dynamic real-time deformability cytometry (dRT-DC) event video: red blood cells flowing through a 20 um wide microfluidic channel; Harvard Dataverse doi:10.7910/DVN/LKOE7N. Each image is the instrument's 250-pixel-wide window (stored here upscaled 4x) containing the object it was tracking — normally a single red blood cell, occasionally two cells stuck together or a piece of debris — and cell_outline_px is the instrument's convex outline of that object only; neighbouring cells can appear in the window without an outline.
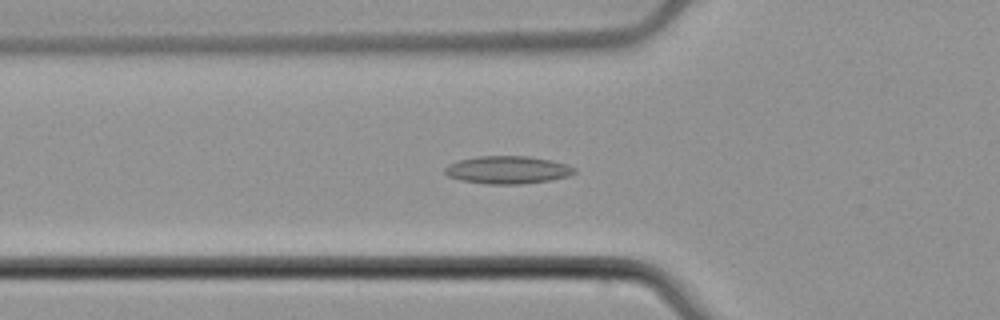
{"species": "common noctule bat (a hibernating species)", "species_latin": "Nyctalus noctula", "temperature_condition": "cold", "stored_images_in_passage": 50, "camera_frame_rate_fps": 3000, "um_per_image_px": 0.085, "animal": {"sex": "male", "body_mass_g": 21.5, "forearm_length_mm": 52.0}, "frame": {"image": 1, "passage_image": 14, "time_ms": 4.333, "image_size_px": [1000, 320], "cell_outline_px": [[576, 172], [568, 176], [552, 180], [520, 184], [488, 184], [460, 180], [448, 176], [444, 172], [444, 168], [448, 164], [460, 160], [476, 156], [528, 156], [568, 164], [576, 168]], "centroid_in_image_um": [43.15, 14.44], "position_along_channel_um": 82.7, "area_um2": 20.98}}
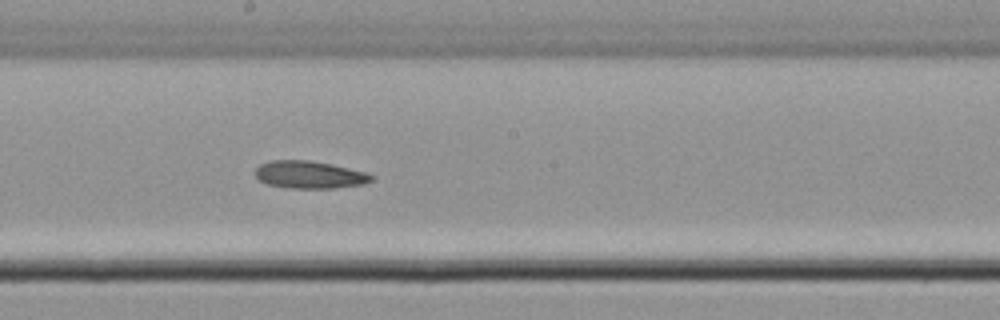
{"frame": {"image": 2, "passage_image": 25, "time_ms": 8.0, "image_size_px": [1000, 320], "cell_outline_px": [[376, 176], [372, 180], [364, 184], [332, 188], [288, 188], [268, 184], [260, 180], [256, 176], [256, 168], [260, 164], [272, 160], [308, 160], [368, 172]], "centroid_in_image_um": [26.33, 14.85], "position_along_channel_um": 221.9, "area_um2": 18.5}}
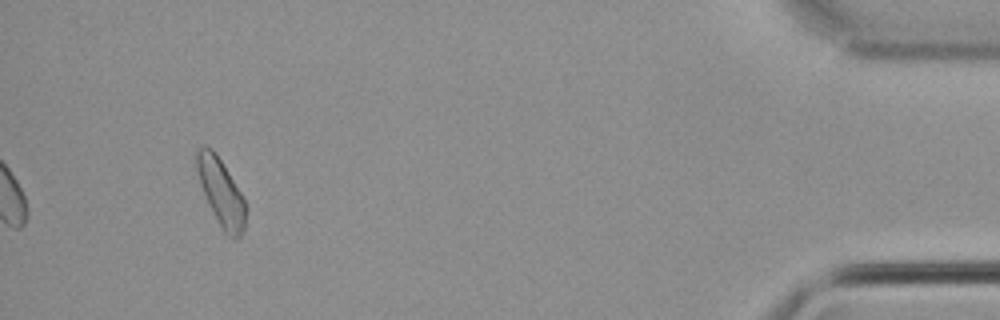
{"frame": {"image": 3, "passage_image": 46, "time_ms": 15.0, "image_size_px": [1000, 320], "cell_outline_px": [[248, 208], [244, 228], [240, 236], [236, 240], [232, 240], [224, 232], [208, 204], [200, 184], [192, 156], [200, 148], [212, 148], [216, 152], [240, 192]], "centroid_in_image_um": [18.78, 16.36], "position_along_channel_um": 416.4, "area_um2": 19.36}}